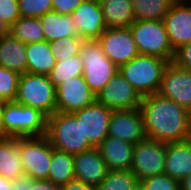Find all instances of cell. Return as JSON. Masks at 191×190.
Returning <instances> with one entry per match:
<instances>
[{"instance_id":"cell-1","label":"cell","mask_w":191,"mask_h":190,"mask_svg":"<svg viewBox=\"0 0 191 190\" xmlns=\"http://www.w3.org/2000/svg\"><path fill=\"white\" fill-rule=\"evenodd\" d=\"M140 110L147 138L163 143L191 139V113L158 93L142 97Z\"/></svg>"},{"instance_id":"cell-2","label":"cell","mask_w":191,"mask_h":190,"mask_svg":"<svg viewBox=\"0 0 191 190\" xmlns=\"http://www.w3.org/2000/svg\"><path fill=\"white\" fill-rule=\"evenodd\" d=\"M46 138L58 150L76 155L94 146L84 138L81 119L72 113L55 112L47 119Z\"/></svg>"},{"instance_id":"cell-3","label":"cell","mask_w":191,"mask_h":190,"mask_svg":"<svg viewBox=\"0 0 191 190\" xmlns=\"http://www.w3.org/2000/svg\"><path fill=\"white\" fill-rule=\"evenodd\" d=\"M48 116L15 101L3 102L4 138L45 136Z\"/></svg>"},{"instance_id":"cell-4","label":"cell","mask_w":191,"mask_h":190,"mask_svg":"<svg viewBox=\"0 0 191 190\" xmlns=\"http://www.w3.org/2000/svg\"><path fill=\"white\" fill-rule=\"evenodd\" d=\"M168 60L155 56L137 55L119 67V72L134 87L141 97L157 93Z\"/></svg>"},{"instance_id":"cell-5","label":"cell","mask_w":191,"mask_h":190,"mask_svg":"<svg viewBox=\"0 0 191 190\" xmlns=\"http://www.w3.org/2000/svg\"><path fill=\"white\" fill-rule=\"evenodd\" d=\"M129 29L139 54L172 62L175 51L169 41L163 20H135Z\"/></svg>"},{"instance_id":"cell-6","label":"cell","mask_w":191,"mask_h":190,"mask_svg":"<svg viewBox=\"0 0 191 190\" xmlns=\"http://www.w3.org/2000/svg\"><path fill=\"white\" fill-rule=\"evenodd\" d=\"M15 102L31 106L48 117L56 112V87L48 75L20 74Z\"/></svg>"},{"instance_id":"cell-7","label":"cell","mask_w":191,"mask_h":190,"mask_svg":"<svg viewBox=\"0 0 191 190\" xmlns=\"http://www.w3.org/2000/svg\"><path fill=\"white\" fill-rule=\"evenodd\" d=\"M80 55L84 65L85 82L96 95L112 79L119 68L105 56L98 40H85Z\"/></svg>"},{"instance_id":"cell-8","label":"cell","mask_w":191,"mask_h":190,"mask_svg":"<svg viewBox=\"0 0 191 190\" xmlns=\"http://www.w3.org/2000/svg\"><path fill=\"white\" fill-rule=\"evenodd\" d=\"M24 174L33 180L48 179L52 146L46 136L20 137Z\"/></svg>"},{"instance_id":"cell-9","label":"cell","mask_w":191,"mask_h":190,"mask_svg":"<svg viewBox=\"0 0 191 190\" xmlns=\"http://www.w3.org/2000/svg\"><path fill=\"white\" fill-rule=\"evenodd\" d=\"M166 143L146 138L134 145L130 171L139 181L164 173Z\"/></svg>"},{"instance_id":"cell-10","label":"cell","mask_w":191,"mask_h":190,"mask_svg":"<svg viewBox=\"0 0 191 190\" xmlns=\"http://www.w3.org/2000/svg\"><path fill=\"white\" fill-rule=\"evenodd\" d=\"M142 97L119 72L96 94V101L111 110L140 108Z\"/></svg>"},{"instance_id":"cell-11","label":"cell","mask_w":191,"mask_h":190,"mask_svg":"<svg viewBox=\"0 0 191 190\" xmlns=\"http://www.w3.org/2000/svg\"><path fill=\"white\" fill-rule=\"evenodd\" d=\"M97 40L105 56L118 68L139 55L129 27L106 28Z\"/></svg>"},{"instance_id":"cell-12","label":"cell","mask_w":191,"mask_h":190,"mask_svg":"<svg viewBox=\"0 0 191 190\" xmlns=\"http://www.w3.org/2000/svg\"><path fill=\"white\" fill-rule=\"evenodd\" d=\"M96 101L84 76L80 75L64 81L56 87V112L73 113Z\"/></svg>"},{"instance_id":"cell-13","label":"cell","mask_w":191,"mask_h":190,"mask_svg":"<svg viewBox=\"0 0 191 190\" xmlns=\"http://www.w3.org/2000/svg\"><path fill=\"white\" fill-rule=\"evenodd\" d=\"M157 93L175 101L191 113V71L169 62Z\"/></svg>"},{"instance_id":"cell-14","label":"cell","mask_w":191,"mask_h":190,"mask_svg":"<svg viewBox=\"0 0 191 190\" xmlns=\"http://www.w3.org/2000/svg\"><path fill=\"white\" fill-rule=\"evenodd\" d=\"M113 110L94 101L92 104L72 114L81 119L84 138L97 147L107 136Z\"/></svg>"},{"instance_id":"cell-15","label":"cell","mask_w":191,"mask_h":190,"mask_svg":"<svg viewBox=\"0 0 191 190\" xmlns=\"http://www.w3.org/2000/svg\"><path fill=\"white\" fill-rule=\"evenodd\" d=\"M163 22L174 51L191 42V1L175 0Z\"/></svg>"},{"instance_id":"cell-16","label":"cell","mask_w":191,"mask_h":190,"mask_svg":"<svg viewBox=\"0 0 191 190\" xmlns=\"http://www.w3.org/2000/svg\"><path fill=\"white\" fill-rule=\"evenodd\" d=\"M108 136L119 138L133 145L146 139L140 108L113 110L108 127Z\"/></svg>"},{"instance_id":"cell-17","label":"cell","mask_w":191,"mask_h":190,"mask_svg":"<svg viewBox=\"0 0 191 190\" xmlns=\"http://www.w3.org/2000/svg\"><path fill=\"white\" fill-rule=\"evenodd\" d=\"M79 37L97 40L107 28L99 0H84L71 14Z\"/></svg>"},{"instance_id":"cell-18","label":"cell","mask_w":191,"mask_h":190,"mask_svg":"<svg viewBox=\"0 0 191 190\" xmlns=\"http://www.w3.org/2000/svg\"><path fill=\"white\" fill-rule=\"evenodd\" d=\"M108 171L97 147L74 155L76 180L97 188L106 177Z\"/></svg>"},{"instance_id":"cell-19","label":"cell","mask_w":191,"mask_h":190,"mask_svg":"<svg viewBox=\"0 0 191 190\" xmlns=\"http://www.w3.org/2000/svg\"><path fill=\"white\" fill-rule=\"evenodd\" d=\"M108 170H130L134 145L116 137L107 136L98 146Z\"/></svg>"},{"instance_id":"cell-20","label":"cell","mask_w":191,"mask_h":190,"mask_svg":"<svg viewBox=\"0 0 191 190\" xmlns=\"http://www.w3.org/2000/svg\"><path fill=\"white\" fill-rule=\"evenodd\" d=\"M164 173L178 181L191 173V139L166 143Z\"/></svg>"},{"instance_id":"cell-21","label":"cell","mask_w":191,"mask_h":190,"mask_svg":"<svg viewBox=\"0 0 191 190\" xmlns=\"http://www.w3.org/2000/svg\"><path fill=\"white\" fill-rule=\"evenodd\" d=\"M0 175L14 181L24 176L20 137L0 139Z\"/></svg>"},{"instance_id":"cell-22","label":"cell","mask_w":191,"mask_h":190,"mask_svg":"<svg viewBox=\"0 0 191 190\" xmlns=\"http://www.w3.org/2000/svg\"><path fill=\"white\" fill-rule=\"evenodd\" d=\"M0 66L14 70L19 74L26 73V44L10 34L1 37Z\"/></svg>"},{"instance_id":"cell-23","label":"cell","mask_w":191,"mask_h":190,"mask_svg":"<svg viewBox=\"0 0 191 190\" xmlns=\"http://www.w3.org/2000/svg\"><path fill=\"white\" fill-rule=\"evenodd\" d=\"M107 28H127L134 21L132 0H99Z\"/></svg>"},{"instance_id":"cell-24","label":"cell","mask_w":191,"mask_h":190,"mask_svg":"<svg viewBox=\"0 0 191 190\" xmlns=\"http://www.w3.org/2000/svg\"><path fill=\"white\" fill-rule=\"evenodd\" d=\"M26 57V72L31 74L49 75L56 64V57L46 40L26 44Z\"/></svg>"},{"instance_id":"cell-25","label":"cell","mask_w":191,"mask_h":190,"mask_svg":"<svg viewBox=\"0 0 191 190\" xmlns=\"http://www.w3.org/2000/svg\"><path fill=\"white\" fill-rule=\"evenodd\" d=\"M40 20L47 42L64 37L79 36L71 15L51 11L41 16Z\"/></svg>"},{"instance_id":"cell-26","label":"cell","mask_w":191,"mask_h":190,"mask_svg":"<svg viewBox=\"0 0 191 190\" xmlns=\"http://www.w3.org/2000/svg\"><path fill=\"white\" fill-rule=\"evenodd\" d=\"M74 179V155L52 147V159L47 180L61 187Z\"/></svg>"},{"instance_id":"cell-27","label":"cell","mask_w":191,"mask_h":190,"mask_svg":"<svg viewBox=\"0 0 191 190\" xmlns=\"http://www.w3.org/2000/svg\"><path fill=\"white\" fill-rule=\"evenodd\" d=\"M9 34L25 44L45 41L40 18L20 17L9 27Z\"/></svg>"},{"instance_id":"cell-28","label":"cell","mask_w":191,"mask_h":190,"mask_svg":"<svg viewBox=\"0 0 191 190\" xmlns=\"http://www.w3.org/2000/svg\"><path fill=\"white\" fill-rule=\"evenodd\" d=\"M175 0H132L135 20H163Z\"/></svg>"},{"instance_id":"cell-29","label":"cell","mask_w":191,"mask_h":190,"mask_svg":"<svg viewBox=\"0 0 191 190\" xmlns=\"http://www.w3.org/2000/svg\"><path fill=\"white\" fill-rule=\"evenodd\" d=\"M83 66L81 55L79 54L56 61L55 66L48 76L53 85L57 87L64 81L83 75Z\"/></svg>"},{"instance_id":"cell-30","label":"cell","mask_w":191,"mask_h":190,"mask_svg":"<svg viewBox=\"0 0 191 190\" xmlns=\"http://www.w3.org/2000/svg\"><path fill=\"white\" fill-rule=\"evenodd\" d=\"M140 181L130 170H109L97 190H139Z\"/></svg>"},{"instance_id":"cell-31","label":"cell","mask_w":191,"mask_h":190,"mask_svg":"<svg viewBox=\"0 0 191 190\" xmlns=\"http://www.w3.org/2000/svg\"><path fill=\"white\" fill-rule=\"evenodd\" d=\"M84 41L79 36H71L49 42V45L56 61H59L79 55Z\"/></svg>"},{"instance_id":"cell-32","label":"cell","mask_w":191,"mask_h":190,"mask_svg":"<svg viewBox=\"0 0 191 190\" xmlns=\"http://www.w3.org/2000/svg\"><path fill=\"white\" fill-rule=\"evenodd\" d=\"M20 74L0 66V101H14L17 95Z\"/></svg>"},{"instance_id":"cell-33","label":"cell","mask_w":191,"mask_h":190,"mask_svg":"<svg viewBox=\"0 0 191 190\" xmlns=\"http://www.w3.org/2000/svg\"><path fill=\"white\" fill-rule=\"evenodd\" d=\"M21 17L40 18L53 11L52 0H18Z\"/></svg>"},{"instance_id":"cell-34","label":"cell","mask_w":191,"mask_h":190,"mask_svg":"<svg viewBox=\"0 0 191 190\" xmlns=\"http://www.w3.org/2000/svg\"><path fill=\"white\" fill-rule=\"evenodd\" d=\"M139 190H180V181L162 173L142 179Z\"/></svg>"},{"instance_id":"cell-35","label":"cell","mask_w":191,"mask_h":190,"mask_svg":"<svg viewBox=\"0 0 191 190\" xmlns=\"http://www.w3.org/2000/svg\"><path fill=\"white\" fill-rule=\"evenodd\" d=\"M12 190H60V186L47 179L33 180L24 175L12 181Z\"/></svg>"},{"instance_id":"cell-36","label":"cell","mask_w":191,"mask_h":190,"mask_svg":"<svg viewBox=\"0 0 191 190\" xmlns=\"http://www.w3.org/2000/svg\"><path fill=\"white\" fill-rule=\"evenodd\" d=\"M20 17L18 0H0V19L9 27Z\"/></svg>"},{"instance_id":"cell-37","label":"cell","mask_w":191,"mask_h":190,"mask_svg":"<svg viewBox=\"0 0 191 190\" xmlns=\"http://www.w3.org/2000/svg\"><path fill=\"white\" fill-rule=\"evenodd\" d=\"M172 62L182 69L191 71V42L175 50Z\"/></svg>"},{"instance_id":"cell-38","label":"cell","mask_w":191,"mask_h":190,"mask_svg":"<svg viewBox=\"0 0 191 190\" xmlns=\"http://www.w3.org/2000/svg\"><path fill=\"white\" fill-rule=\"evenodd\" d=\"M84 0H52L53 11L71 15Z\"/></svg>"},{"instance_id":"cell-39","label":"cell","mask_w":191,"mask_h":190,"mask_svg":"<svg viewBox=\"0 0 191 190\" xmlns=\"http://www.w3.org/2000/svg\"><path fill=\"white\" fill-rule=\"evenodd\" d=\"M60 190H97V188L74 179L72 181H69L65 185H62L60 187Z\"/></svg>"},{"instance_id":"cell-40","label":"cell","mask_w":191,"mask_h":190,"mask_svg":"<svg viewBox=\"0 0 191 190\" xmlns=\"http://www.w3.org/2000/svg\"><path fill=\"white\" fill-rule=\"evenodd\" d=\"M180 190H191V173L180 181Z\"/></svg>"},{"instance_id":"cell-41","label":"cell","mask_w":191,"mask_h":190,"mask_svg":"<svg viewBox=\"0 0 191 190\" xmlns=\"http://www.w3.org/2000/svg\"><path fill=\"white\" fill-rule=\"evenodd\" d=\"M12 181L0 175V190H12Z\"/></svg>"},{"instance_id":"cell-42","label":"cell","mask_w":191,"mask_h":190,"mask_svg":"<svg viewBox=\"0 0 191 190\" xmlns=\"http://www.w3.org/2000/svg\"><path fill=\"white\" fill-rule=\"evenodd\" d=\"M0 139H4L3 102L0 101Z\"/></svg>"},{"instance_id":"cell-43","label":"cell","mask_w":191,"mask_h":190,"mask_svg":"<svg viewBox=\"0 0 191 190\" xmlns=\"http://www.w3.org/2000/svg\"><path fill=\"white\" fill-rule=\"evenodd\" d=\"M9 34V26L0 19V38Z\"/></svg>"}]
</instances>
